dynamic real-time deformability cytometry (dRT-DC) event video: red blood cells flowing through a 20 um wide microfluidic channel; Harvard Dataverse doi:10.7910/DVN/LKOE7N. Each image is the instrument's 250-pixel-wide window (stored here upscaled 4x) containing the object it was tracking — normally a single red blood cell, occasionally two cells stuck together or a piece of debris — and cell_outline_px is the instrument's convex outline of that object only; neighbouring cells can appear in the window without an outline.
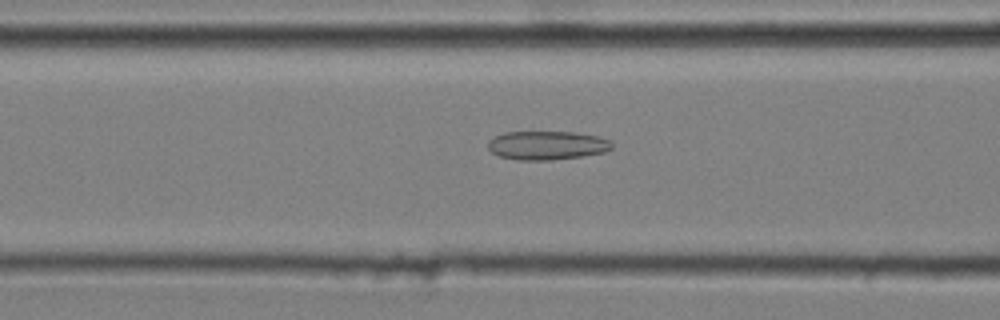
{"species": "common noctule bat (a hibernating species)", "species_latin": "Nyctalus noctula", "temperature_condition": "cold", "stored_images_in_passage": 49, "camera_frame_rate_fps": 3000, "um_per_image_px": 0.085, "animal": {"sex": "male", "body_mass_g": 20.4}, "frame": {"image": 1, "passage_image": 21, "time_ms": 6.667, "image_size_px": [1000, 320], "cell_outline_px": [[612, 148], [604, 152], [584, 156], [552, 160], [520, 160], [500, 156], [492, 152], [488, 148], [488, 140], [504, 132], [576, 132], [596, 136], [612, 140]], "centroid_in_image_um": [46.51, 12.35], "position_along_channel_um": 120.1, "area_um2": 20.81}}
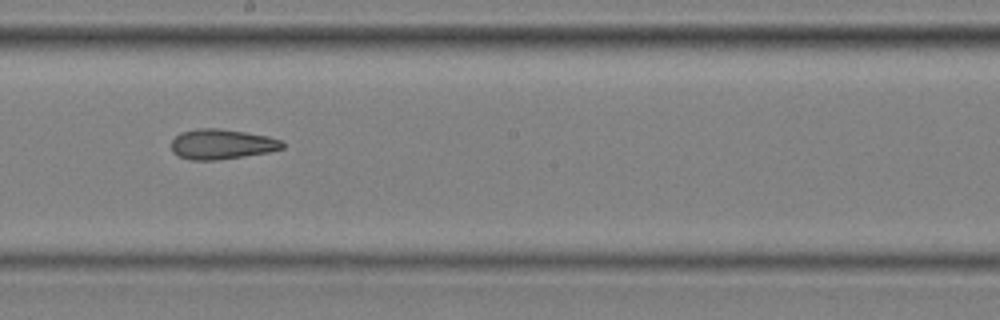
{"frame": {"image": 2, "passage_image": 30, "time_ms": 9.667, "image_size_px": [1000, 320], "cell_outline_px": [[284, 148], [268, 152], [244, 156], [216, 160], [192, 160], [180, 156], [172, 152], [172, 140], [180, 132], [196, 128], [220, 128], [268, 136], [280, 140], [284, 144]], "centroid_in_image_um": [18.83, 12.25], "position_along_channel_um": 229.4, "area_um2": 19.42}}
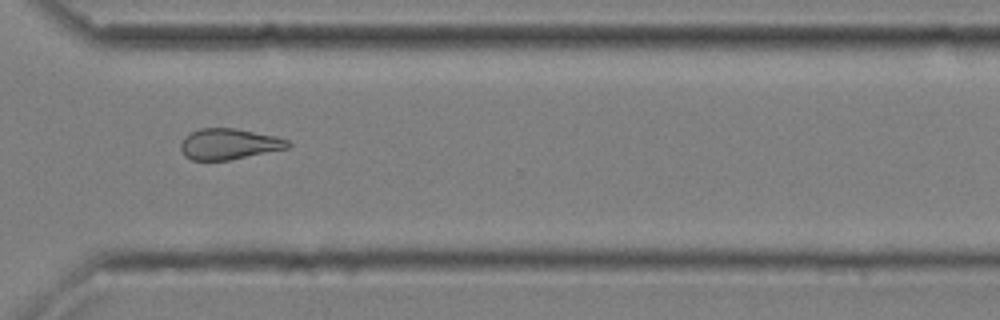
{"frame": {"image": 3, "passage_image": 40, "time_ms": 13.0, "image_size_px": [1000, 320], "cell_outline_px": [[292, 144], [288, 148], [228, 160], [192, 160], [184, 156], [180, 148], [180, 144], [184, 136], [200, 128], [236, 128], [276, 136], [288, 140]], "centroid_in_image_um": [19.45, 12.23], "position_along_channel_um": 351.2, "area_um2": 19.31}, "authors_computed_cell_mechanics": {"area_um2": 20.3456, "velocity_mm_per_s": 3.6415, "shape_relaxation_time_tau1_ms": null, "shape_relaxation_time_tau2_ms": 5.7636, "deformation_change_tau1": null, "deformation_change_tau2": 0.1545}}